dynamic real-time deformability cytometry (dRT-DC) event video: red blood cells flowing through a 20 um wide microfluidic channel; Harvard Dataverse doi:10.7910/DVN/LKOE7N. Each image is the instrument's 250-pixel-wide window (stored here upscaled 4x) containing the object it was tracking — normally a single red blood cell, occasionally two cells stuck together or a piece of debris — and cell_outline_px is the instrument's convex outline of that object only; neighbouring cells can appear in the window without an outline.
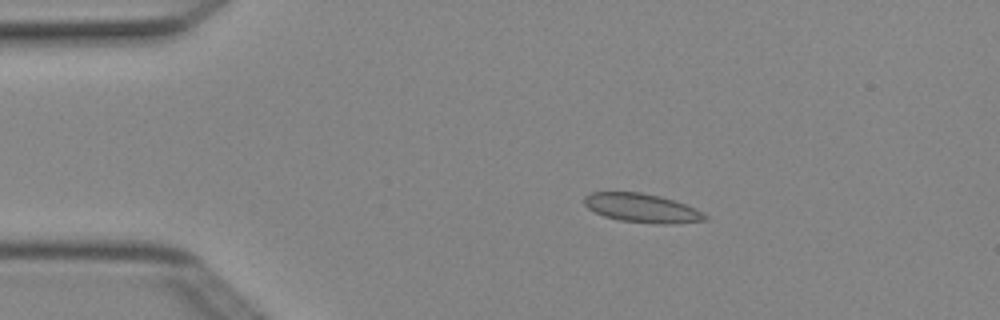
{"species": "Egyptian fruit bat (a non-hibernating species)", "species_latin": "Rousettus aegyptiacus", "temperature_condition": "cold", "stored_images_in_passage": 6, "camera_frame_rate_fps": 3000, "um_per_image_px": 0.085, "animal": {"sex": "female"}, "frame": {"image": 1, "passage_image": 3, "time_ms": 0.667, "image_size_px": [1000, 320], "cell_outline_px": [[708, 220], [672, 224], [660, 224], [620, 220], [604, 216], [588, 208], [584, 204], [584, 196], [592, 192], [640, 192], [660, 196], [696, 208], [708, 216]], "centroid_in_image_um": [54.58, 17.68], "position_along_channel_um": 30.4, "area_um2": 20.23}}
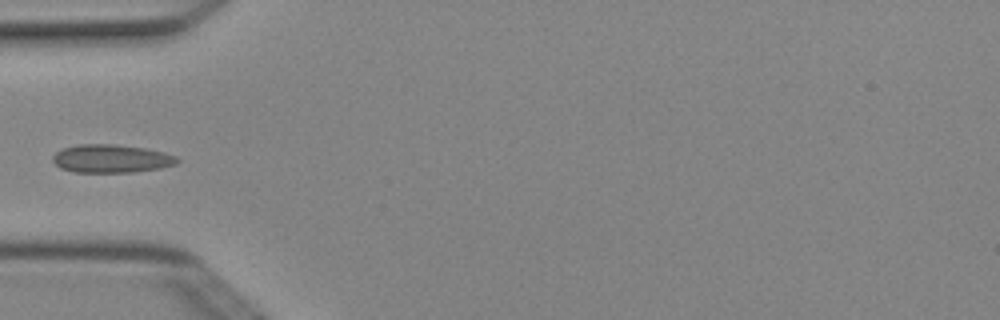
{"frame": {"image": 2, "passage_image": 5, "time_ms": 1.333, "image_size_px": [1000, 320], "cell_outline_px": [[180, 160], [176, 164], [160, 168], [132, 172], [72, 172], [60, 168], [52, 160], [52, 156], [56, 152], [64, 148], [80, 144], [112, 144], [144, 148], [164, 152], [176, 156]], "centroid_in_image_um": [9.45, 13.49], "position_along_channel_um": 75.5, "area_um2": 20.4}}
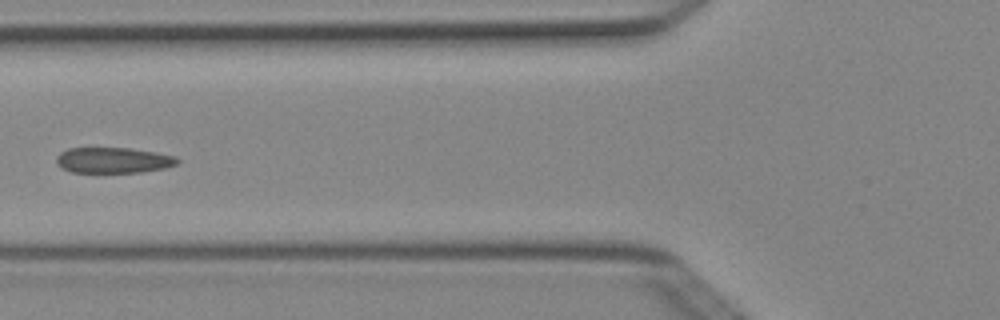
{"frame": {"image": 3, "passage_image": 6, "time_ms": 1.667, "image_size_px": [1000, 320], "cell_outline_px": [[180, 160], [176, 164], [164, 168], [140, 172], [72, 172], [60, 168], [56, 164], [56, 156], [60, 152], [68, 148], [132, 148], [156, 152], [176, 156]], "centroid_in_image_um": [9.6, 13.61], "position_along_channel_um": 116.2, "area_um2": 18.21}}